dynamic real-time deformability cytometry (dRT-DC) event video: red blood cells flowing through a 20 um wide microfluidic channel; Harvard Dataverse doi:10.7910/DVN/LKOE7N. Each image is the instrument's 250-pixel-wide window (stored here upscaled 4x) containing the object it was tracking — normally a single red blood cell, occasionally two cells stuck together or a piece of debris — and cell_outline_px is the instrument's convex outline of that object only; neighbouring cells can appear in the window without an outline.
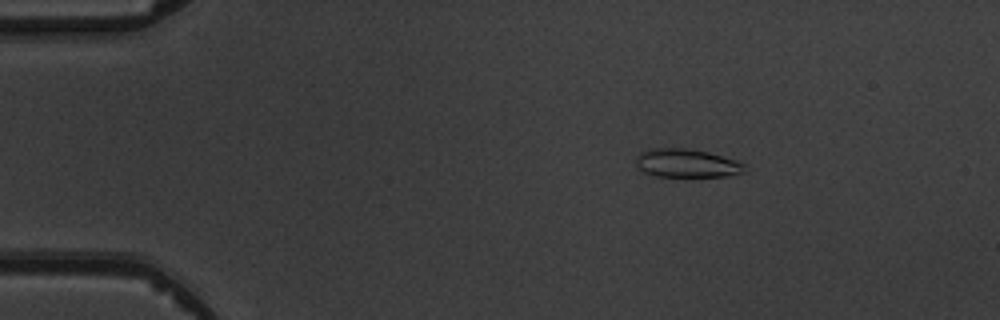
{"species": "common noctule bat (a hibernating species)", "species_latin": "Nyctalus noctula", "temperature_condition": "warm", "stored_images_in_passage": 5, "camera_frame_rate_fps": 3000, "um_per_image_px": 0.085, "animal": {"sex": "male", "body_mass_g": 19.5, "forearm_length_mm": 54.6}, "frame": {"image": 1, "passage_image": 3, "time_ms": 2.333, "image_size_px": [1000, 320], "cell_outline_px": [[744, 172], [724, 176], [656, 176], [644, 172], [636, 164], [636, 156], [640, 152], [648, 148], [688, 148], [708, 152], [736, 160], [744, 164]], "centroid_in_image_um": [58.33, 13.86], "position_along_channel_um": 26.7, "area_um2": 17.92}}